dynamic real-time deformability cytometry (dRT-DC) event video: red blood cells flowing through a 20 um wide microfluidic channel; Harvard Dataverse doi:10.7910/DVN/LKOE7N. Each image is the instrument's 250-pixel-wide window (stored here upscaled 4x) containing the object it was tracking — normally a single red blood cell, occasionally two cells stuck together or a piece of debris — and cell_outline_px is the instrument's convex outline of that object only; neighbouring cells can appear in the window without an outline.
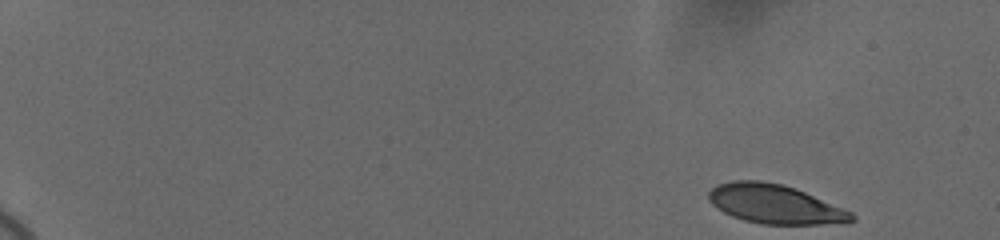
{"species": "human", "species_latin": "Homo sapiens", "temperature_condition": "cold", "stored_images_in_passage": 55, "camera_frame_rate_fps": 3000, "um_per_image_px": 0.085, "donor": {"sex": "female"}, "frame": {"image": 1, "passage_image": 1, "time_ms": 0.0, "image_size_px": [1000, 240], "cell_outline_px": [[856, 220], [848, 224], [760, 224], [744, 220], [732, 216], [724, 212], [712, 204], [708, 200], [708, 192], [716, 184], [732, 180], [760, 180], [780, 184], [804, 192], [852, 212], [856, 216]], "centroid_in_image_um": [65.88, 17.36], "position_along_channel_um": 19.1, "area_um2": 32.6}}
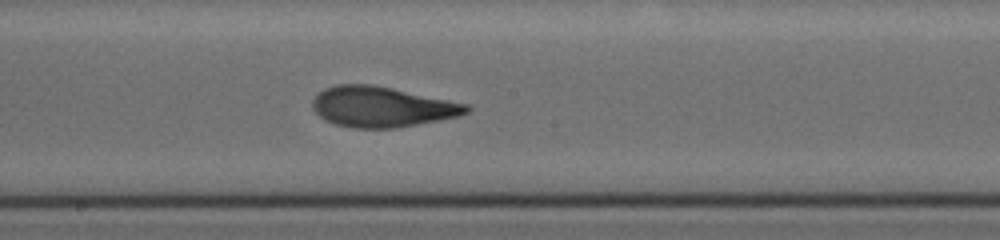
{"frame": {"image": 2, "passage_image": 31, "time_ms": 10.0, "image_size_px": [1000, 240], "cell_outline_px": [[472, 108], [468, 112], [460, 116], [396, 128], [352, 128], [336, 124], [324, 120], [312, 108], [312, 100], [324, 88], [336, 84], [372, 84], [392, 88], [468, 104]], "centroid_in_image_um": [32.45, 9.08], "position_along_channel_um": 215.7, "area_um2": 36.24}}
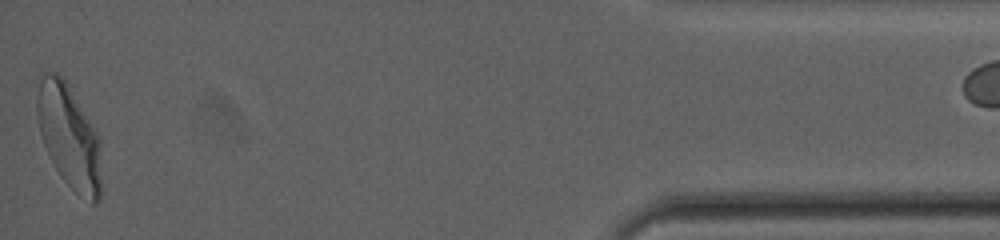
{"frame": {"image": 3, "passage_image": 54, "time_ms": 17.667, "image_size_px": [1000, 240], "cell_outline_px": [[100, 200], [96, 204], [92, 204], [76, 192], [60, 176], [48, 156], [40, 132], [36, 112], [36, 76], [44, 72], [56, 72], [64, 80], [100, 136]], "centroid_in_image_um": [5.83, 11.57], "position_along_channel_um": 429.4, "area_um2": 39.13}}